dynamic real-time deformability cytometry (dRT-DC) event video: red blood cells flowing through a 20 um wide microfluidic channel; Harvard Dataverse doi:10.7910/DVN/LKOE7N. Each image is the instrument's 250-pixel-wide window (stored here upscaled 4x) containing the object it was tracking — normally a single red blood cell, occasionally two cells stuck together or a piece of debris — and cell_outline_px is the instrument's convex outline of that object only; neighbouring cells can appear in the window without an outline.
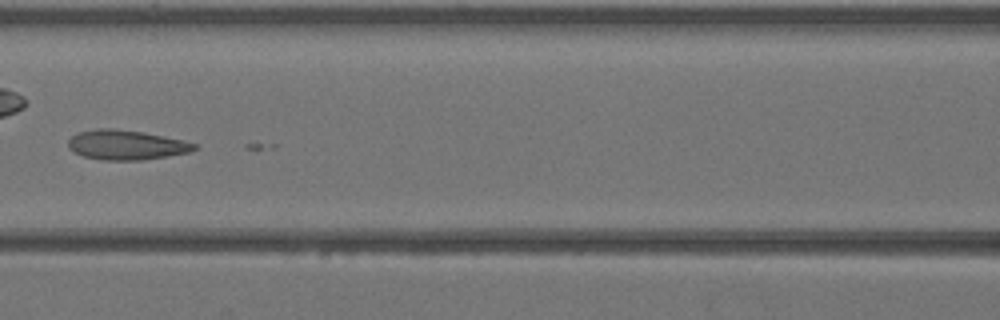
{"species": "Egyptian fruit bat (a non-hibernating species)", "species_latin": "Rousettus aegyptiacus", "temperature_condition": "warm", "stored_images_in_passage": 43, "camera_frame_rate_fps": 3000, "um_per_image_px": 0.085, "animal": {"sex": "female"}, "frame": {"image": 1, "passage_image": 20, "time_ms": 6.333, "image_size_px": [1000, 320], "cell_outline_px": [[200, 144], [196, 148], [188, 152], [168, 156], [140, 160], [100, 160], [84, 156], [68, 148], [68, 140], [76, 132], [96, 128], [112, 128], [144, 132], [184, 140]], "centroid_in_image_um": [10.73, 12.3], "position_along_channel_um": 155.9, "area_um2": 21.96}}